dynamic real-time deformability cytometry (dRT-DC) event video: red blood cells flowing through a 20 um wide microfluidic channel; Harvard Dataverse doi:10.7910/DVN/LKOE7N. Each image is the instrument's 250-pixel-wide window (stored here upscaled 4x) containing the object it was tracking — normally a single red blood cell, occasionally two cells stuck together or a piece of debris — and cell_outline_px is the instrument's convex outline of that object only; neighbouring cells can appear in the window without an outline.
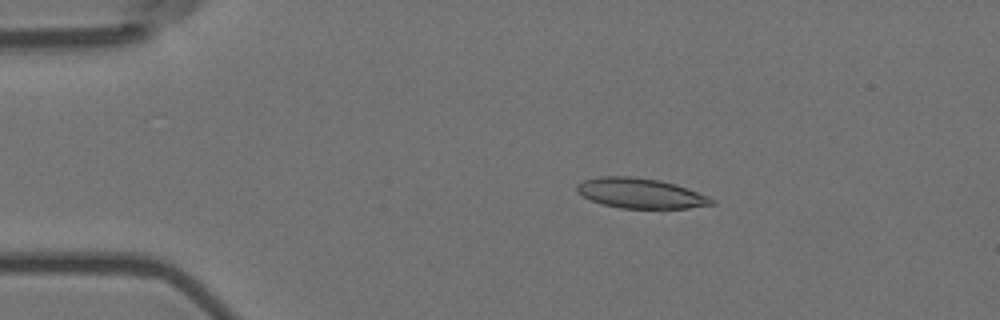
{"species": "Egyptian fruit bat (a non-hibernating species)", "species_latin": "Rousettus aegyptiacus", "temperature_condition": "room temperature", "stored_images_in_passage": 4, "camera_frame_rate_fps": 3000, "um_per_image_px": 0.085, "animal": {"sex": "female"}, "frame": {"image": 1, "passage_image": 3, "time_ms": 0.667, "image_size_px": [1000, 320], "cell_outline_px": [[716, 204], [688, 208], [620, 208], [604, 204], [592, 200], [576, 192], [576, 184], [584, 180], [600, 176], [628, 176], [656, 180], [676, 184], [688, 188], [708, 196], [716, 200]], "centroid_in_image_um": [54.46, 16.43], "position_along_channel_um": 30.5, "area_um2": 23.52}}